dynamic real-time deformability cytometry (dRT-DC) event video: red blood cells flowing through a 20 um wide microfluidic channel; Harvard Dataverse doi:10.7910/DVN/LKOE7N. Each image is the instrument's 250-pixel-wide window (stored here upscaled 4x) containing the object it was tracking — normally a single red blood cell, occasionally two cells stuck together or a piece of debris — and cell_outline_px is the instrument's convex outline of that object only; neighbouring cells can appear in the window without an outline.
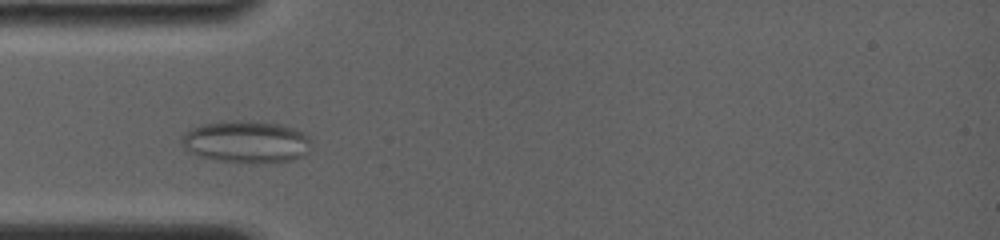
{"species": "common noctule bat (a hibernating species)", "species_latin": "Nyctalus noctula", "temperature_condition": "room temperature", "stored_images_in_passage": 33, "camera_frame_rate_fps": 4000, "um_per_image_px": 0.085, "animal": {"sex": "female", "body_mass_g": 19.0, "forearm_length_mm": 56.7}, "frame": {"image": 1, "passage_image": 7, "time_ms": 2.5, "image_size_px": [1000, 240], "cell_outline_px": [[308, 152], [304, 156], [292, 160], [260, 164], [220, 160], [200, 156], [188, 152], [180, 144], [184, 136], [188, 132], [204, 124], [248, 120], [252, 120], [280, 124], [292, 128], [308, 136]], "centroid_in_image_um": [20.96, 12.08], "position_along_channel_um": 64.0, "area_um2": 31.33}}
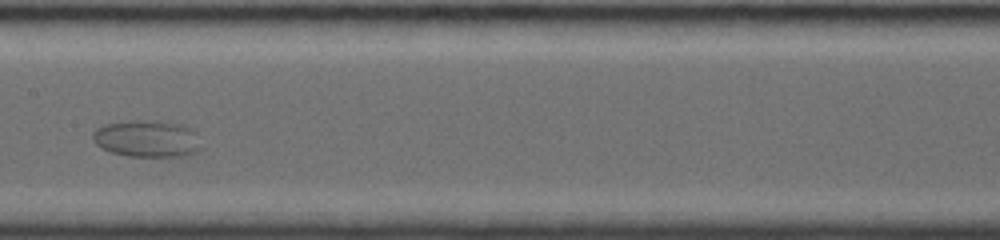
{"frame": {"image": 2, "passage_image": 16, "time_ms": 6.25, "image_size_px": [1000, 240], "cell_outline_px": [[204, 148], [200, 152], [184, 156], [128, 156], [112, 152], [100, 148], [96, 144], [92, 136], [96, 128], [108, 124], [164, 124], [184, 128]], "centroid_in_image_um": [12.43, 11.91], "position_along_channel_um": 195.0, "area_um2": 21.27}}
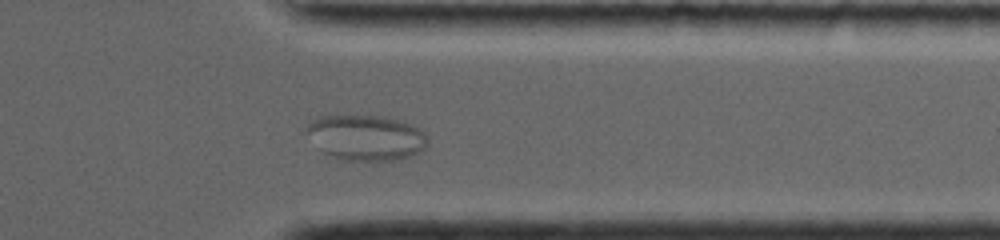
{"frame": {"image": 3, "passage_image": 28, "time_ms": 11.5, "image_size_px": [1000, 240], "cell_outline_px": [[428, 144], [420, 152], [412, 156], [400, 160], [372, 164], [340, 160], [324, 152], [308, 132], [308, 124], [324, 116], [376, 116], [396, 120], [408, 124], [424, 132], [428, 140]], "centroid_in_image_um": [31.2, 11.78], "position_along_channel_um": 380.2, "area_um2": 32.02}}